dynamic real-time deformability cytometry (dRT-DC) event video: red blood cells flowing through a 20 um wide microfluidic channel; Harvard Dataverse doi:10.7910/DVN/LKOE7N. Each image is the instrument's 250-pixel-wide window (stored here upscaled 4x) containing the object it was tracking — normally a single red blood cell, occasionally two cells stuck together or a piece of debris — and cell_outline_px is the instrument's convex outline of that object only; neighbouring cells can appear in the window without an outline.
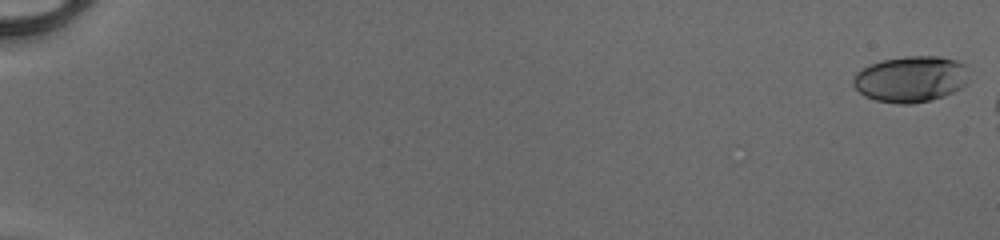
{"species": "human", "species_latin": "Homo sapiens", "temperature_condition": "cold", "stored_images_in_passage": 9, "camera_frame_rate_fps": 3000, "um_per_image_px": 0.085, "donor": {"sex": "male"}, "frame": {"image": 1, "passage_image": 1, "time_ms": 0.0, "image_size_px": [1000, 240], "cell_outline_px": [[964, 84], [960, 88], [944, 96], [932, 100], [912, 104], [900, 104], [876, 100], [864, 96], [852, 84], [852, 80], [856, 72], [868, 64], [880, 60], [904, 56], [940, 56], [956, 60], [964, 64]], "centroid_in_image_um": [77.33, 6.72], "position_along_channel_um": 7.7, "area_um2": 30.98}}